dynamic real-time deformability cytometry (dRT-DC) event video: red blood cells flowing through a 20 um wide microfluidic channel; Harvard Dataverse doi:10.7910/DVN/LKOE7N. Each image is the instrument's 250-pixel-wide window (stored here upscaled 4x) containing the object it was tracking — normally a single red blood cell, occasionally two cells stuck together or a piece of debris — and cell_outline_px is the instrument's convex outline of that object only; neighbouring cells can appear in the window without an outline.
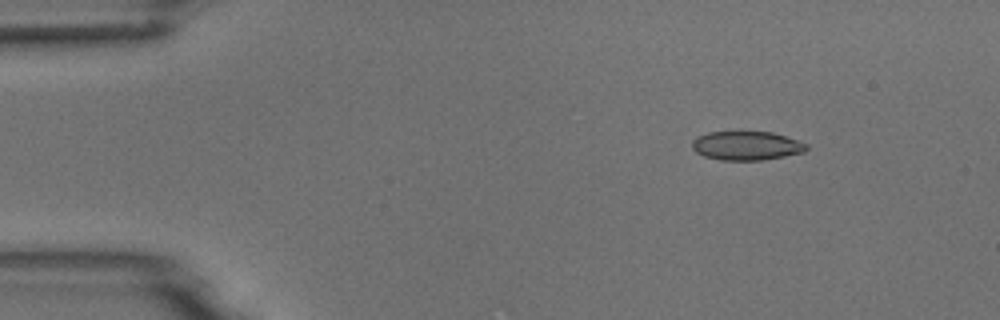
{"species": "common noctule bat (a hibernating species)", "species_latin": "Nyctalus noctula", "temperature_condition": "room temperature", "stored_images_in_passage": 7, "camera_frame_rate_fps": 3000, "um_per_image_px": 0.085, "animal": {"sex": "male", "body_mass_g": 18.8}, "frame": {"image": 1, "passage_image": 2, "time_ms": 1.333, "image_size_px": [1000, 320], "cell_outline_px": [[808, 148], [804, 152], [764, 160], [720, 160], [704, 156], [696, 152], [692, 148], [692, 140], [708, 132], [740, 128], [772, 132], [808, 144]], "centroid_in_image_um": [63.42, 12.33], "position_along_channel_um": 21.6, "area_um2": 20.06}}
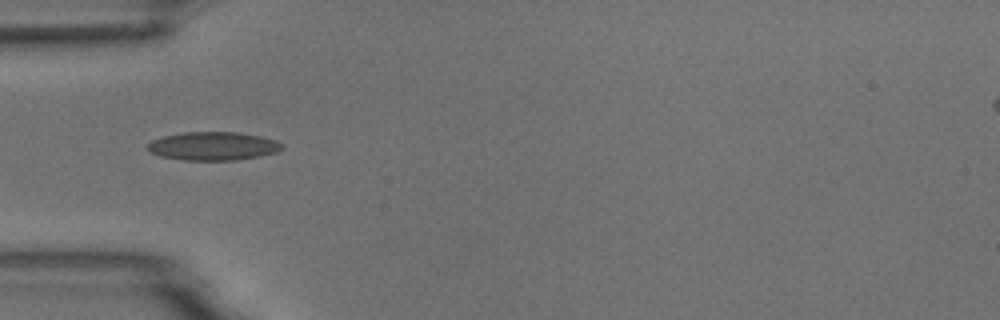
{"frame": {"image": 2, "passage_image": 5, "time_ms": 4.667, "image_size_px": [1000, 320], "cell_outline_px": [[284, 148], [276, 152], [260, 156], [236, 160], [184, 160], [160, 156], [152, 152], [148, 148], [148, 144], [152, 140], [164, 136], [184, 132], [240, 132], [260, 136], [276, 140]], "centroid_in_image_um": [18.13, 12.41], "position_along_channel_um": 66.9, "area_um2": 22.14}}